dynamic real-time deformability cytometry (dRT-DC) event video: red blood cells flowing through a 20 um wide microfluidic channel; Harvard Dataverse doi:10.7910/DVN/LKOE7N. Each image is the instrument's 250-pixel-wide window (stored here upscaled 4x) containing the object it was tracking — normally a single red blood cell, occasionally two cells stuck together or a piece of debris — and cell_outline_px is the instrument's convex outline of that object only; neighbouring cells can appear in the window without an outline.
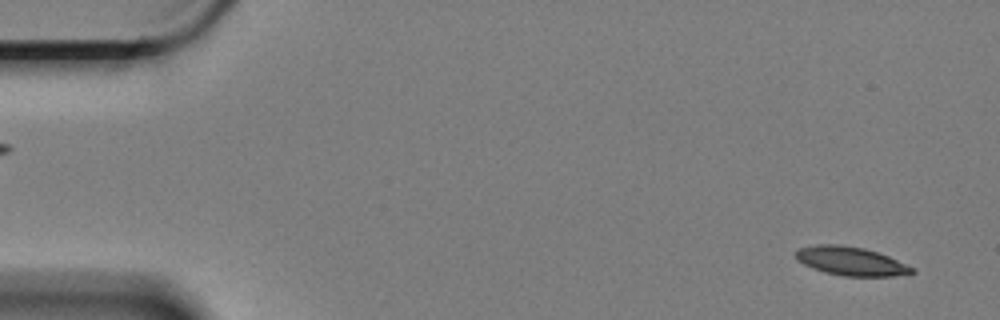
{"species": "Egyptian fruit bat (a non-hibernating species)", "species_latin": "Rousettus aegyptiacus", "temperature_condition": "cold", "stored_images_in_passage": 38, "camera_frame_rate_fps": 3000, "um_per_image_px": 0.085, "animal": {"sex": "female"}, "frame": {"image": 1, "passage_image": 3, "time_ms": 0.667, "image_size_px": [1000, 320], "cell_outline_px": [[916, 272], [892, 276], [844, 276], [824, 272], [812, 268], [796, 260], [796, 252], [800, 248], [816, 244], [840, 244], [864, 248], [888, 256], [916, 268]], "centroid_in_image_um": [72.33, 22.19], "position_along_channel_um": 12.7, "area_um2": 19.42}}
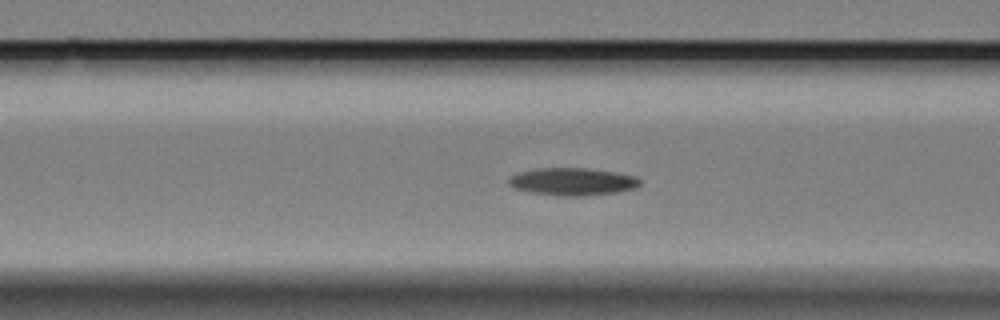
{"frame": {"image": 2, "passage_image": 23, "time_ms": 7.333, "image_size_px": [1000, 320], "cell_outline_px": [[640, 184], [636, 188], [616, 192], [584, 196], [556, 196], [528, 192], [512, 188], [508, 184], [508, 176], [516, 172], [536, 168], [588, 168], [636, 176], [640, 180]], "centroid_in_image_um": [48.58, 15.44], "position_along_channel_um": 118.0, "area_um2": 21.39}}
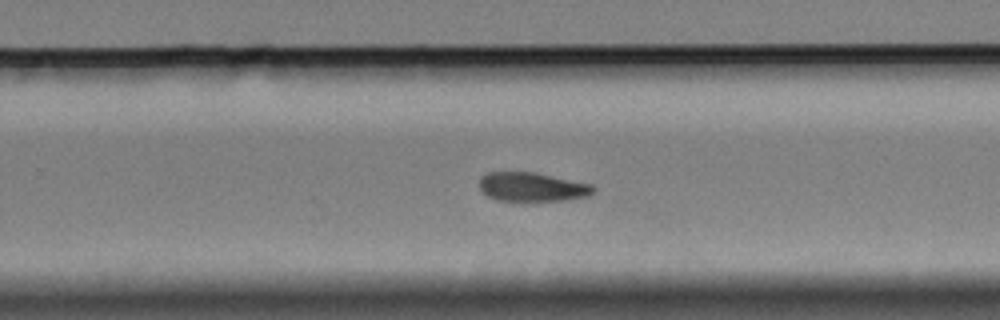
{"frame": {"image": 3, "passage_image": 38, "time_ms": 12.333, "image_size_px": [1000, 320], "cell_outline_px": [[596, 188], [588, 196], [564, 200], [496, 200], [488, 196], [480, 188], [480, 176], [488, 172], [532, 172], [592, 184]], "centroid_in_image_um": [45.22, 15.88], "position_along_channel_um": 284.6, "area_um2": 18.96}}